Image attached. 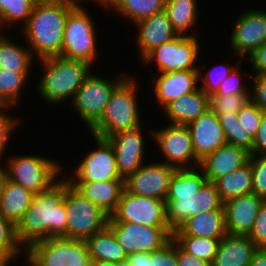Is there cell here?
Instances as JSON below:
<instances>
[{"label":"cell","mask_w":266,"mask_h":266,"mask_svg":"<svg viewBox=\"0 0 266 266\" xmlns=\"http://www.w3.org/2000/svg\"><path fill=\"white\" fill-rule=\"evenodd\" d=\"M65 176L48 190L33 195L31 204L16 225V236L26 250L32 243L52 237L66 238Z\"/></svg>","instance_id":"6da1fadb"},{"label":"cell","mask_w":266,"mask_h":266,"mask_svg":"<svg viewBox=\"0 0 266 266\" xmlns=\"http://www.w3.org/2000/svg\"><path fill=\"white\" fill-rule=\"evenodd\" d=\"M73 8L66 0L35 3L27 23L19 28L33 57L60 56L66 20Z\"/></svg>","instance_id":"7a4b0ae2"},{"label":"cell","mask_w":266,"mask_h":266,"mask_svg":"<svg viewBox=\"0 0 266 266\" xmlns=\"http://www.w3.org/2000/svg\"><path fill=\"white\" fill-rule=\"evenodd\" d=\"M43 70L38 82V94L46 105H57L73 100L76 91L93 72L90 63L62 56L38 60ZM42 63V64H41Z\"/></svg>","instance_id":"3957f363"},{"label":"cell","mask_w":266,"mask_h":266,"mask_svg":"<svg viewBox=\"0 0 266 266\" xmlns=\"http://www.w3.org/2000/svg\"><path fill=\"white\" fill-rule=\"evenodd\" d=\"M138 82L128 75L111 93L100 119L88 132L108 138L118 132L132 130L142 124L138 104Z\"/></svg>","instance_id":"277c9868"},{"label":"cell","mask_w":266,"mask_h":266,"mask_svg":"<svg viewBox=\"0 0 266 266\" xmlns=\"http://www.w3.org/2000/svg\"><path fill=\"white\" fill-rule=\"evenodd\" d=\"M1 164L5 177L23 186L33 194L44 192L55 184L62 174V164L42 155H12Z\"/></svg>","instance_id":"5b68a950"},{"label":"cell","mask_w":266,"mask_h":266,"mask_svg":"<svg viewBox=\"0 0 266 266\" xmlns=\"http://www.w3.org/2000/svg\"><path fill=\"white\" fill-rule=\"evenodd\" d=\"M86 9L88 10L85 7H74L69 12L60 56L94 65L99 56L97 31L93 18Z\"/></svg>","instance_id":"8992f818"},{"label":"cell","mask_w":266,"mask_h":266,"mask_svg":"<svg viewBox=\"0 0 266 266\" xmlns=\"http://www.w3.org/2000/svg\"><path fill=\"white\" fill-rule=\"evenodd\" d=\"M64 204L66 238L86 241L107 226L109 216L96 204L77 193L66 179Z\"/></svg>","instance_id":"52a82bcc"},{"label":"cell","mask_w":266,"mask_h":266,"mask_svg":"<svg viewBox=\"0 0 266 266\" xmlns=\"http://www.w3.org/2000/svg\"><path fill=\"white\" fill-rule=\"evenodd\" d=\"M128 75V72L119 73L111 81L91 73L76 91L70 104L88 130L100 119L111 93Z\"/></svg>","instance_id":"ba28073f"},{"label":"cell","mask_w":266,"mask_h":266,"mask_svg":"<svg viewBox=\"0 0 266 266\" xmlns=\"http://www.w3.org/2000/svg\"><path fill=\"white\" fill-rule=\"evenodd\" d=\"M25 252L39 266H91L84 240L52 237L32 243Z\"/></svg>","instance_id":"9c48e42d"},{"label":"cell","mask_w":266,"mask_h":266,"mask_svg":"<svg viewBox=\"0 0 266 266\" xmlns=\"http://www.w3.org/2000/svg\"><path fill=\"white\" fill-rule=\"evenodd\" d=\"M197 36L178 35L173 40L151 50L140 62L158 68L156 73L180 70H199L200 42Z\"/></svg>","instance_id":"30bf717a"},{"label":"cell","mask_w":266,"mask_h":266,"mask_svg":"<svg viewBox=\"0 0 266 266\" xmlns=\"http://www.w3.org/2000/svg\"><path fill=\"white\" fill-rule=\"evenodd\" d=\"M149 137L157 143L158 150L167 165L176 169L197 168L200 162L196 159L191 133L184 125H165L164 128L149 129Z\"/></svg>","instance_id":"8fae6325"},{"label":"cell","mask_w":266,"mask_h":266,"mask_svg":"<svg viewBox=\"0 0 266 266\" xmlns=\"http://www.w3.org/2000/svg\"><path fill=\"white\" fill-rule=\"evenodd\" d=\"M107 227L128 255L157 251L173 238L169 226L149 227L128 222H107Z\"/></svg>","instance_id":"7c38bea8"},{"label":"cell","mask_w":266,"mask_h":266,"mask_svg":"<svg viewBox=\"0 0 266 266\" xmlns=\"http://www.w3.org/2000/svg\"><path fill=\"white\" fill-rule=\"evenodd\" d=\"M108 222H128L138 225L169 226L166 220V202L157 198L122 192L116 211Z\"/></svg>","instance_id":"4fadbf2b"},{"label":"cell","mask_w":266,"mask_h":266,"mask_svg":"<svg viewBox=\"0 0 266 266\" xmlns=\"http://www.w3.org/2000/svg\"><path fill=\"white\" fill-rule=\"evenodd\" d=\"M93 136L97 148L89 150L72 172L73 175L65 177L68 182H93L111 179H123L116 164L115 152L111 144L103 138Z\"/></svg>","instance_id":"5bb4252c"},{"label":"cell","mask_w":266,"mask_h":266,"mask_svg":"<svg viewBox=\"0 0 266 266\" xmlns=\"http://www.w3.org/2000/svg\"><path fill=\"white\" fill-rule=\"evenodd\" d=\"M165 202L166 220L173 232L189 217L210 210L224 209L219 193L214 183L210 181H206L191 198L165 199Z\"/></svg>","instance_id":"9a60e30c"},{"label":"cell","mask_w":266,"mask_h":266,"mask_svg":"<svg viewBox=\"0 0 266 266\" xmlns=\"http://www.w3.org/2000/svg\"><path fill=\"white\" fill-rule=\"evenodd\" d=\"M176 168L164 162H145L125 179V189L131 194L165 201L170 179Z\"/></svg>","instance_id":"2e32d148"},{"label":"cell","mask_w":266,"mask_h":266,"mask_svg":"<svg viewBox=\"0 0 266 266\" xmlns=\"http://www.w3.org/2000/svg\"><path fill=\"white\" fill-rule=\"evenodd\" d=\"M230 33V48L240 60L247 58L255 49L266 43V11L253 8L244 11L235 20Z\"/></svg>","instance_id":"e0dca14e"},{"label":"cell","mask_w":266,"mask_h":266,"mask_svg":"<svg viewBox=\"0 0 266 266\" xmlns=\"http://www.w3.org/2000/svg\"><path fill=\"white\" fill-rule=\"evenodd\" d=\"M142 125L118 132L105 138L113 147L116 157L117 170L123 179L138 170L145 162L146 146Z\"/></svg>","instance_id":"ac0fdd59"},{"label":"cell","mask_w":266,"mask_h":266,"mask_svg":"<svg viewBox=\"0 0 266 266\" xmlns=\"http://www.w3.org/2000/svg\"><path fill=\"white\" fill-rule=\"evenodd\" d=\"M265 201L263 197L251 193L223 203L227 234L248 236Z\"/></svg>","instance_id":"d6986e66"},{"label":"cell","mask_w":266,"mask_h":266,"mask_svg":"<svg viewBox=\"0 0 266 266\" xmlns=\"http://www.w3.org/2000/svg\"><path fill=\"white\" fill-rule=\"evenodd\" d=\"M196 159L200 162L207 155L227 143L217 115L210 109L187 125Z\"/></svg>","instance_id":"ffe728a7"},{"label":"cell","mask_w":266,"mask_h":266,"mask_svg":"<svg viewBox=\"0 0 266 266\" xmlns=\"http://www.w3.org/2000/svg\"><path fill=\"white\" fill-rule=\"evenodd\" d=\"M156 74L159 76H156L153 83L154 97L160 109L199 87L198 70H180Z\"/></svg>","instance_id":"44dd1931"},{"label":"cell","mask_w":266,"mask_h":266,"mask_svg":"<svg viewBox=\"0 0 266 266\" xmlns=\"http://www.w3.org/2000/svg\"><path fill=\"white\" fill-rule=\"evenodd\" d=\"M137 29L136 44L142 60L151 50L173 40L178 34L173 30L167 13L162 11L134 24Z\"/></svg>","instance_id":"7402d4cb"},{"label":"cell","mask_w":266,"mask_h":266,"mask_svg":"<svg viewBox=\"0 0 266 266\" xmlns=\"http://www.w3.org/2000/svg\"><path fill=\"white\" fill-rule=\"evenodd\" d=\"M250 155L244 148L226 143L201 160L199 168L207 181L213 182L248 163Z\"/></svg>","instance_id":"603a6c76"},{"label":"cell","mask_w":266,"mask_h":266,"mask_svg":"<svg viewBox=\"0 0 266 266\" xmlns=\"http://www.w3.org/2000/svg\"><path fill=\"white\" fill-rule=\"evenodd\" d=\"M69 184L77 193L96 204L109 217L116 211L125 189V179L69 182Z\"/></svg>","instance_id":"cb8c5ba5"},{"label":"cell","mask_w":266,"mask_h":266,"mask_svg":"<svg viewBox=\"0 0 266 266\" xmlns=\"http://www.w3.org/2000/svg\"><path fill=\"white\" fill-rule=\"evenodd\" d=\"M208 109H210V96L198 87L195 91L173 100L162 110L170 124L187 126Z\"/></svg>","instance_id":"d4e9b609"},{"label":"cell","mask_w":266,"mask_h":266,"mask_svg":"<svg viewBox=\"0 0 266 266\" xmlns=\"http://www.w3.org/2000/svg\"><path fill=\"white\" fill-rule=\"evenodd\" d=\"M257 249L248 236L226 234L219 242L211 266H248Z\"/></svg>","instance_id":"484cf974"},{"label":"cell","mask_w":266,"mask_h":266,"mask_svg":"<svg viewBox=\"0 0 266 266\" xmlns=\"http://www.w3.org/2000/svg\"><path fill=\"white\" fill-rule=\"evenodd\" d=\"M225 229L224 209H215L189 217L174 232L173 236L223 238Z\"/></svg>","instance_id":"4316f807"},{"label":"cell","mask_w":266,"mask_h":266,"mask_svg":"<svg viewBox=\"0 0 266 266\" xmlns=\"http://www.w3.org/2000/svg\"><path fill=\"white\" fill-rule=\"evenodd\" d=\"M33 195L4 176L0 190V214L16 226L29 208Z\"/></svg>","instance_id":"83f0119b"},{"label":"cell","mask_w":266,"mask_h":266,"mask_svg":"<svg viewBox=\"0 0 266 266\" xmlns=\"http://www.w3.org/2000/svg\"><path fill=\"white\" fill-rule=\"evenodd\" d=\"M91 260L108 261L125 265L128 254L106 226L86 240Z\"/></svg>","instance_id":"f1b7e54d"},{"label":"cell","mask_w":266,"mask_h":266,"mask_svg":"<svg viewBox=\"0 0 266 266\" xmlns=\"http://www.w3.org/2000/svg\"><path fill=\"white\" fill-rule=\"evenodd\" d=\"M197 2V0H166L164 11L178 35L197 36L196 33L188 34L189 31H194L195 25L197 27L200 17Z\"/></svg>","instance_id":"f546056e"},{"label":"cell","mask_w":266,"mask_h":266,"mask_svg":"<svg viewBox=\"0 0 266 266\" xmlns=\"http://www.w3.org/2000/svg\"><path fill=\"white\" fill-rule=\"evenodd\" d=\"M219 197L226 201L252 193V168L250 162L213 181Z\"/></svg>","instance_id":"4dcf8cb0"},{"label":"cell","mask_w":266,"mask_h":266,"mask_svg":"<svg viewBox=\"0 0 266 266\" xmlns=\"http://www.w3.org/2000/svg\"><path fill=\"white\" fill-rule=\"evenodd\" d=\"M207 181L199 168L176 169L170 179L166 199H186L196 194Z\"/></svg>","instance_id":"1f68e13d"},{"label":"cell","mask_w":266,"mask_h":266,"mask_svg":"<svg viewBox=\"0 0 266 266\" xmlns=\"http://www.w3.org/2000/svg\"><path fill=\"white\" fill-rule=\"evenodd\" d=\"M12 38L0 42V69L13 71L15 73H31L34 63L32 53L28 46L13 43ZM32 65V66H31Z\"/></svg>","instance_id":"d6a6232c"},{"label":"cell","mask_w":266,"mask_h":266,"mask_svg":"<svg viewBox=\"0 0 266 266\" xmlns=\"http://www.w3.org/2000/svg\"><path fill=\"white\" fill-rule=\"evenodd\" d=\"M166 0H112L109 10L116 11L134 24L165 9Z\"/></svg>","instance_id":"836d02e7"},{"label":"cell","mask_w":266,"mask_h":266,"mask_svg":"<svg viewBox=\"0 0 266 266\" xmlns=\"http://www.w3.org/2000/svg\"><path fill=\"white\" fill-rule=\"evenodd\" d=\"M30 73H15L0 69V104L18 106ZM17 104V105H16Z\"/></svg>","instance_id":"e575fe53"},{"label":"cell","mask_w":266,"mask_h":266,"mask_svg":"<svg viewBox=\"0 0 266 266\" xmlns=\"http://www.w3.org/2000/svg\"><path fill=\"white\" fill-rule=\"evenodd\" d=\"M216 115L227 143L244 148L252 155L253 137L241 127L237 113Z\"/></svg>","instance_id":"d590c367"},{"label":"cell","mask_w":266,"mask_h":266,"mask_svg":"<svg viewBox=\"0 0 266 266\" xmlns=\"http://www.w3.org/2000/svg\"><path fill=\"white\" fill-rule=\"evenodd\" d=\"M173 239L188 253L209 263L214 256L221 238H207L195 236H173Z\"/></svg>","instance_id":"8d00e7d4"},{"label":"cell","mask_w":266,"mask_h":266,"mask_svg":"<svg viewBox=\"0 0 266 266\" xmlns=\"http://www.w3.org/2000/svg\"><path fill=\"white\" fill-rule=\"evenodd\" d=\"M35 3L33 0H0V17L9 28L19 22L22 28L27 23Z\"/></svg>","instance_id":"74e56055"},{"label":"cell","mask_w":266,"mask_h":266,"mask_svg":"<svg viewBox=\"0 0 266 266\" xmlns=\"http://www.w3.org/2000/svg\"><path fill=\"white\" fill-rule=\"evenodd\" d=\"M225 64V65H224ZM239 66L238 64L230 65L226 63H221V65L215 64V66H211V69L205 72H203V67H199V74H198V80L199 83L202 82V86L199 85V88L208 96H211L212 94H215L217 90L220 87V84L230 75V73L233 71V69ZM218 67V70H217Z\"/></svg>","instance_id":"f35d334b"},{"label":"cell","mask_w":266,"mask_h":266,"mask_svg":"<svg viewBox=\"0 0 266 266\" xmlns=\"http://www.w3.org/2000/svg\"><path fill=\"white\" fill-rule=\"evenodd\" d=\"M0 249L14 262L25 253L16 236V226L0 214ZM14 258V259H13Z\"/></svg>","instance_id":"ab89813d"},{"label":"cell","mask_w":266,"mask_h":266,"mask_svg":"<svg viewBox=\"0 0 266 266\" xmlns=\"http://www.w3.org/2000/svg\"><path fill=\"white\" fill-rule=\"evenodd\" d=\"M249 100L250 95L210 96V110L215 114L238 113Z\"/></svg>","instance_id":"60d3db41"},{"label":"cell","mask_w":266,"mask_h":266,"mask_svg":"<svg viewBox=\"0 0 266 266\" xmlns=\"http://www.w3.org/2000/svg\"><path fill=\"white\" fill-rule=\"evenodd\" d=\"M9 108L12 109L13 106L0 104V164L5 158L3 156L6 154L5 151L8 147V142H10L9 139L21 122V118L12 117L8 114L7 109Z\"/></svg>","instance_id":"b9f144b4"},{"label":"cell","mask_w":266,"mask_h":266,"mask_svg":"<svg viewBox=\"0 0 266 266\" xmlns=\"http://www.w3.org/2000/svg\"><path fill=\"white\" fill-rule=\"evenodd\" d=\"M252 193L266 199V155H250Z\"/></svg>","instance_id":"7bdbcfd3"},{"label":"cell","mask_w":266,"mask_h":266,"mask_svg":"<svg viewBox=\"0 0 266 266\" xmlns=\"http://www.w3.org/2000/svg\"><path fill=\"white\" fill-rule=\"evenodd\" d=\"M239 68L236 66L230 75L220 84L217 92L211 96L250 95V88H248V84H244L242 79L243 73Z\"/></svg>","instance_id":"ee69618b"},{"label":"cell","mask_w":266,"mask_h":266,"mask_svg":"<svg viewBox=\"0 0 266 266\" xmlns=\"http://www.w3.org/2000/svg\"><path fill=\"white\" fill-rule=\"evenodd\" d=\"M263 113L264 112L251 100L237 113L241 127L253 138L259 128Z\"/></svg>","instance_id":"f6af8a7d"},{"label":"cell","mask_w":266,"mask_h":266,"mask_svg":"<svg viewBox=\"0 0 266 266\" xmlns=\"http://www.w3.org/2000/svg\"><path fill=\"white\" fill-rule=\"evenodd\" d=\"M151 266H178L176 241L173 238L163 248L151 252Z\"/></svg>","instance_id":"bcb514c9"},{"label":"cell","mask_w":266,"mask_h":266,"mask_svg":"<svg viewBox=\"0 0 266 266\" xmlns=\"http://www.w3.org/2000/svg\"><path fill=\"white\" fill-rule=\"evenodd\" d=\"M248 237L257 248H266V201L262 204Z\"/></svg>","instance_id":"7dc6e473"},{"label":"cell","mask_w":266,"mask_h":266,"mask_svg":"<svg viewBox=\"0 0 266 266\" xmlns=\"http://www.w3.org/2000/svg\"><path fill=\"white\" fill-rule=\"evenodd\" d=\"M250 100L266 113V75H251Z\"/></svg>","instance_id":"c3c4849f"},{"label":"cell","mask_w":266,"mask_h":266,"mask_svg":"<svg viewBox=\"0 0 266 266\" xmlns=\"http://www.w3.org/2000/svg\"><path fill=\"white\" fill-rule=\"evenodd\" d=\"M247 57L253 68V75H266V43H263Z\"/></svg>","instance_id":"681fc988"},{"label":"cell","mask_w":266,"mask_h":266,"mask_svg":"<svg viewBox=\"0 0 266 266\" xmlns=\"http://www.w3.org/2000/svg\"><path fill=\"white\" fill-rule=\"evenodd\" d=\"M252 154L266 155V113H263L259 128L253 138Z\"/></svg>","instance_id":"f907efd6"},{"label":"cell","mask_w":266,"mask_h":266,"mask_svg":"<svg viewBox=\"0 0 266 266\" xmlns=\"http://www.w3.org/2000/svg\"><path fill=\"white\" fill-rule=\"evenodd\" d=\"M176 258L178 266H211V263L186 252L177 242Z\"/></svg>","instance_id":"816d5d0a"},{"label":"cell","mask_w":266,"mask_h":266,"mask_svg":"<svg viewBox=\"0 0 266 266\" xmlns=\"http://www.w3.org/2000/svg\"><path fill=\"white\" fill-rule=\"evenodd\" d=\"M124 266H151V252L129 254Z\"/></svg>","instance_id":"f5cc1de1"},{"label":"cell","mask_w":266,"mask_h":266,"mask_svg":"<svg viewBox=\"0 0 266 266\" xmlns=\"http://www.w3.org/2000/svg\"><path fill=\"white\" fill-rule=\"evenodd\" d=\"M248 266H266V248H258Z\"/></svg>","instance_id":"db71d44e"},{"label":"cell","mask_w":266,"mask_h":266,"mask_svg":"<svg viewBox=\"0 0 266 266\" xmlns=\"http://www.w3.org/2000/svg\"><path fill=\"white\" fill-rule=\"evenodd\" d=\"M66 1H68L74 7H84L82 2H85L86 0H66ZM87 1L90 2L94 1L95 4L99 5L100 7L102 6L103 8L106 9V11L109 10L110 5L112 3V0H87Z\"/></svg>","instance_id":"11a10c76"},{"label":"cell","mask_w":266,"mask_h":266,"mask_svg":"<svg viewBox=\"0 0 266 266\" xmlns=\"http://www.w3.org/2000/svg\"><path fill=\"white\" fill-rule=\"evenodd\" d=\"M91 266H124V265H119L108 261L91 260Z\"/></svg>","instance_id":"9f6ffc18"},{"label":"cell","mask_w":266,"mask_h":266,"mask_svg":"<svg viewBox=\"0 0 266 266\" xmlns=\"http://www.w3.org/2000/svg\"><path fill=\"white\" fill-rule=\"evenodd\" d=\"M11 266V259L0 249V266Z\"/></svg>","instance_id":"6f0895ef"},{"label":"cell","mask_w":266,"mask_h":266,"mask_svg":"<svg viewBox=\"0 0 266 266\" xmlns=\"http://www.w3.org/2000/svg\"><path fill=\"white\" fill-rule=\"evenodd\" d=\"M5 28L8 29L9 27H7L5 21L0 17V42L5 40L7 38L6 36H9V35H6V33H3L4 30L5 31L7 30Z\"/></svg>","instance_id":"680465c9"},{"label":"cell","mask_w":266,"mask_h":266,"mask_svg":"<svg viewBox=\"0 0 266 266\" xmlns=\"http://www.w3.org/2000/svg\"><path fill=\"white\" fill-rule=\"evenodd\" d=\"M26 256L25 259H27L26 261V264L27 266H39L26 252L23 254Z\"/></svg>","instance_id":"91938a15"},{"label":"cell","mask_w":266,"mask_h":266,"mask_svg":"<svg viewBox=\"0 0 266 266\" xmlns=\"http://www.w3.org/2000/svg\"><path fill=\"white\" fill-rule=\"evenodd\" d=\"M4 176H5L4 169H3V166H1L0 164V190H1V183H2Z\"/></svg>","instance_id":"94428289"},{"label":"cell","mask_w":266,"mask_h":266,"mask_svg":"<svg viewBox=\"0 0 266 266\" xmlns=\"http://www.w3.org/2000/svg\"><path fill=\"white\" fill-rule=\"evenodd\" d=\"M35 1L36 3H39V2H47V1H50V0H33Z\"/></svg>","instance_id":"6125c7cd"}]
</instances>
